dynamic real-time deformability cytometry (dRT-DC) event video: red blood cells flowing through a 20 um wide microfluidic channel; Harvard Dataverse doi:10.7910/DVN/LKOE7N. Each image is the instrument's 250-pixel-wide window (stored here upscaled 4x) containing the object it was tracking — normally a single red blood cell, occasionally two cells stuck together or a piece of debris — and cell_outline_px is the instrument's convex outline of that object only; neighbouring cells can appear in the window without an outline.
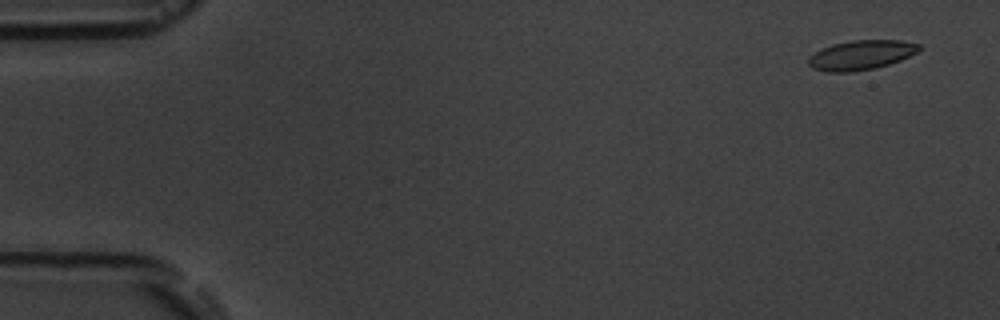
{"species": "common noctule bat (a hibernating species)", "species_latin": "Nyctalus noctula", "temperature_condition": "room temperature", "stored_images_in_passage": 6, "camera_frame_rate_fps": 3000, "um_per_image_px": 0.085, "animal": {"sex": "male", "body_mass_g": 19.5, "forearm_length_mm": 54.6}, "frame": {"image": 1, "passage_image": 6, "time_ms": 6.667, "image_size_px": [1000, 320], "cell_outline_px": [[920, 52], [900, 60], [888, 64], [872, 68], [852, 72], [828, 72], [812, 68], [808, 64], [808, 60], [816, 52], [832, 44], [852, 40], [900, 40], [920, 44]], "centroid_in_image_um": [73.23, 4.67], "position_along_channel_um": 11.8, "area_um2": 18.9}}